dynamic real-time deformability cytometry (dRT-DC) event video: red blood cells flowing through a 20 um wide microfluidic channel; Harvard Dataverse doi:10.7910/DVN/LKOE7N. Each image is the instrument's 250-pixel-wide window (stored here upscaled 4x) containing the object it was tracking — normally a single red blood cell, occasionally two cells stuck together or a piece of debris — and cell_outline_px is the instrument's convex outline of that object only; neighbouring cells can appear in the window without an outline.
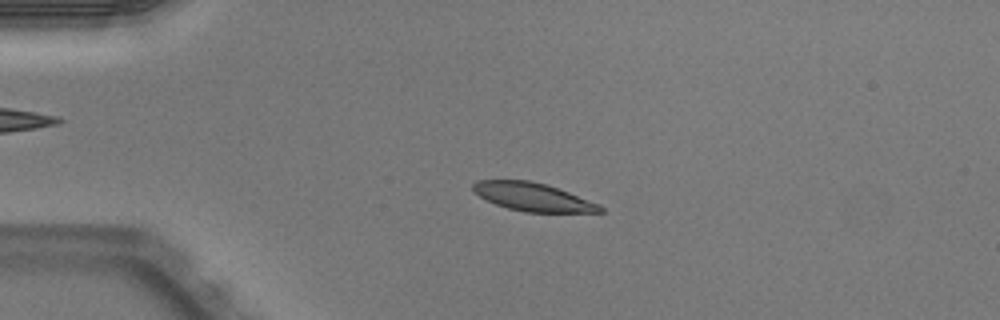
{"species": "Egyptian fruit bat (a non-hibernating species)", "species_latin": "Rousettus aegyptiacus", "temperature_condition": "warm", "stored_images_in_passage": 51, "camera_frame_rate_fps": 3000, "um_per_image_px": 0.085, "animal": {"sex": "male"}, "frame": {"image": 1, "passage_image": 12, "time_ms": 3.667, "image_size_px": [1000, 320], "cell_outline_px": [[604, 212], [524, 212], [508, 208], [496, 204], [480, 196], [472, 188], [472, 184], [476, 180], [528, 180], [548, 184], [600, 204], [604, 208]], "centroid_in_image_um": [45.32, 16.73], "position_along_channel_um": 39.7, "area_um2": 20.87}}
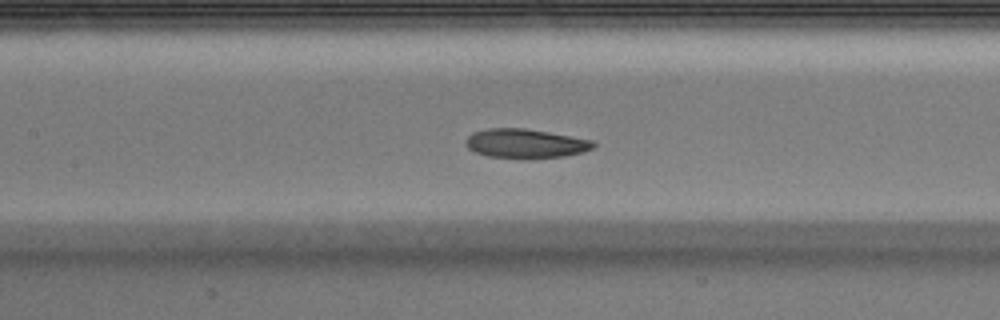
{"frame": {"image": 2, "passage_image": 24, "time_ms": 7.667, "image_size_px": [1000, 320], "cell_outline_px": [[596, 144], [592, 148], [584, 152], [564, 156], [528, 160], [524, 160], [488, 156], [476, 152], [468, 148], [464, 144], [464, 140], [472, 132], [488, 128], [524, 128], [548, 132], [592, 140]], "centroid_in_image_um": [44.63, 12.22], "position_along_channel_um": 162.8, "area_um2": 22.14}}
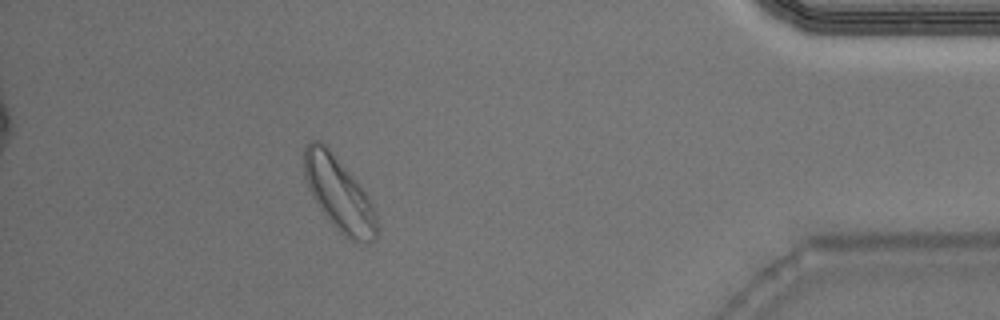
{"frame": {"image": 3, "passage_image": 46, "time_ms": 15.0, "image_size_px": [1000, 320], "cell_outline_px": [[380, 232], [376, 240], [368, 244], [356, 244], [344, 236], [328, 220], [312, 196], [308, 188], [304, 176], [304, 148], [312, 140], [320, 140], [332, 152], [360, 184], [372, 200], [380, 224]], "centroid_in_image_um": [28.89, 16.57], "position_along_channel_um": 406.3, "area_um2": 32.02}, "authors_computed_cell_mechanics": {"area_um2": 21.964, "velocity_mm_per_s": 3.9399, "shape_relaxation_time_tau1_ms": 2.2707, "shape_relaxation_time_tau2_ms": 2.5558, "deformation_change_tau1": 0.1034, "deformation_change_tau2": 0.0676}}